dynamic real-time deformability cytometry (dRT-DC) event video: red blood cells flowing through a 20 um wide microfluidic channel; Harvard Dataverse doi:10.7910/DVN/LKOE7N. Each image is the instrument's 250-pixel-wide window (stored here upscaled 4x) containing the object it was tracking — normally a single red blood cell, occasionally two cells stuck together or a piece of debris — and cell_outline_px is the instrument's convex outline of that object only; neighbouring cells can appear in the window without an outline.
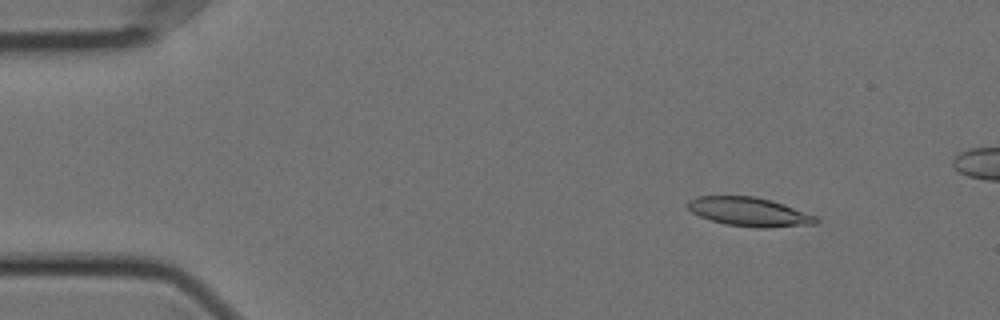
{"species": "Egyptian fruit bat (a non-hibernating species)", "species_latin": "Rousettus aegyptiacus", "temperature_condition": "cold", "stored_images_in_passage": 58, "camera_frame_rate_fps": 3000, "um_per_image_px": 0.085, "animal": {"sex": "female"}, "frame": {"image": 1, "passage_image": 7, "time_ms": 2.0, "image_size_px": [1000, 320], "cell_outline_px": [[820, 220], [816, 224], [768, 228], [756, 228], [728, 224], [712, 220], [700, 216], [692, 212], [688, 208], [688, 200], [696, 196], [756, 196], [772, 200], [784, 204], [816, 216]], "centroid_in_image_um": [63.72, 18.0], "position_along_channel_um": 21.3, "area_um2": 21.62}}
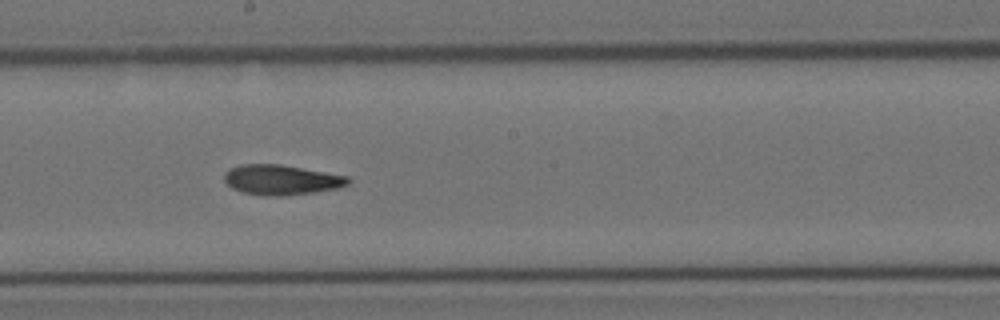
{"frame": {"image": 2, "passage_image": 31, "time_ms": 10.0, "image_size_px": [1000, 320], "cell_outline_px": [[352, 180], [348, 184], [336, 188], [316, 192], [284, 196], [268, 196], [244, 192], [232, 188], [224, 180], [224, 172], [240, 164], [280, 164], [348, 176]], "centroid_in_image_um": [23.92, 15.28], "position_along_channel_um": 224.3, "area_um2": 21.62}}
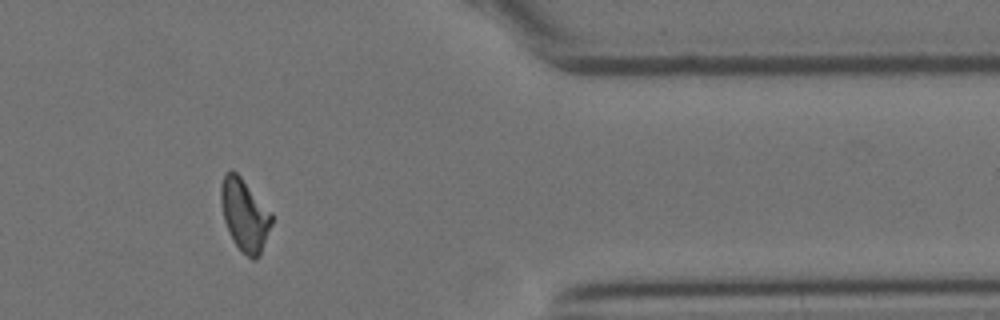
{"frame": {"image": 3, "passage_image": 47, "time_ms": 15.333, "image_size_px": [1000, 320], "cell_outline_px": [[272, 224], [260, 256], [256, 260], [252, 260], [232, 240], [224, 220], [220, 200], [220, 184], [224, 172], [232, 168], [240, 176], [272, 212]], "centroid_in_image_um": [20.78, 18.24], "position_along_channel_um": 390.6, "area_um2": 21.5}, "authors_computed_cell_mechanics": {"area_um2": 21.5305, "velocity_mm_per_s": 3.5419, "shape_relaxation_time_tau1_ms": 7.1385, "shape_relaxation_time_tau2_ms": 4.7188, "deformation_change_tau1": 0.192, "deformation_change_tau2": 0.1282}}